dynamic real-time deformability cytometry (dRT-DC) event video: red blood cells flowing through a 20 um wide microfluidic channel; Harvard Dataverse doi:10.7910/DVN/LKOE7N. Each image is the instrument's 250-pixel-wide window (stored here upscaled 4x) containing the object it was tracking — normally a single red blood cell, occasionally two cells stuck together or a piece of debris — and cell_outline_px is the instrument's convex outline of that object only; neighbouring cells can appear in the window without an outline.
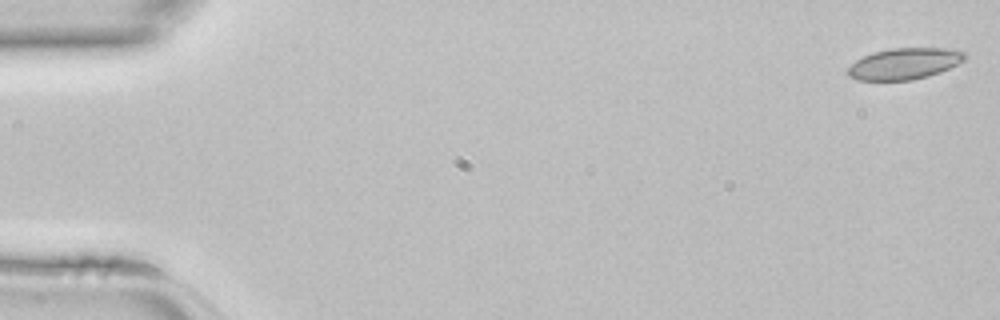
{"species": "common noctule bat (a hibernating species)", "species_latin": "Nyctalus noctula", "temperature_condition": "room temperature", "stored_images_in_passage": 13, "camera_frame_rate_fps": 3000, "um_per_image_px": 0.085, "animal": {"sex": "female", "body_mass_g": 22.7, "forearm_length_mm": 54.2}, "frame": {"image": 1, "passage_image": 1, "time_ms": 0.0, "image_size_px": [1000, 320], "cell_outline_px": [[968, 56], [964, 60], [940, 72], [928, 76], [912, 80], [856, 80], [848, 76], [848, 68], [856, 60], [872, 52], [888, 48], [956, 48], [964, 52]], "centroid_in_image_um": [76.89, 5.4], "position_along_channel_um": 8.1, "area_um2": 21.44}}
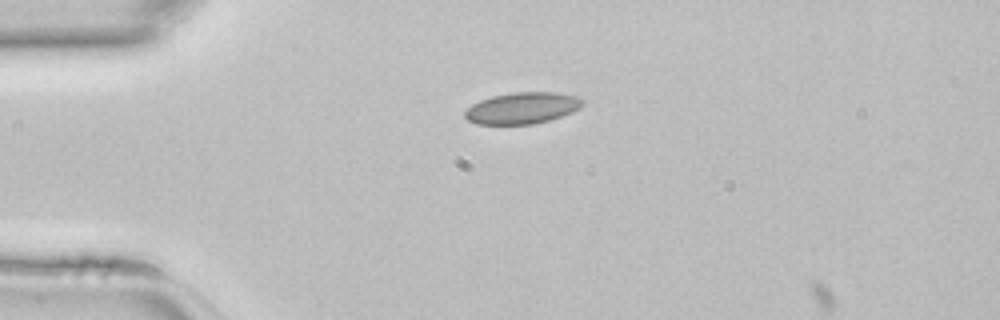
{"frame": {"image": 2, "passage_image": 11, "time_ms": 3.333, "image_size_px": [1000, 320], "cell_outline_px": [[584, 104], [580, 108], [572, 112], [548, 120], [532, 124], [476, 124], [468, 120], [464, 116], [464, 112], [472, 104], [480, 100], [492, 96], [512, 92], [556, 92], [576, 96], [584, 100]], "centroid_in_image_um": [44.39, 9.18], "position_along_channel_um": 40.6, "area_um2": 21.56}}